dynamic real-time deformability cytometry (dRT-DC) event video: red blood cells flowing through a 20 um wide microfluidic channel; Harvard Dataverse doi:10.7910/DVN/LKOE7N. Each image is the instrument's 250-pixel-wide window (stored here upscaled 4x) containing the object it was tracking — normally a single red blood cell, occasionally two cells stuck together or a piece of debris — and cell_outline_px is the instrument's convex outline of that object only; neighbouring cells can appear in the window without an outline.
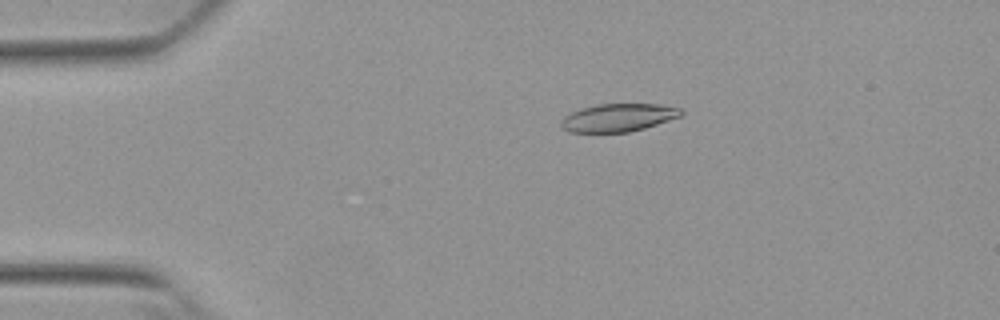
{"species": "Egyptian fruit bat (a non-hibernating species)", "species_latin": "Rousettus aegyptiacus", "temperature_condition": "warm", "stored_images_in_passage": 52, "camera_frame_rate_fps": 3000, "um_per_image_px": 0.085, "animal": {"sex": "female"}, "frame": {"image": 1, "passage_image": 10, "time_ms": 3.0, "image_size_px": [1000, 320], "cell_outline_px": [[684, 112], [680, 116], [644, 128], [628, 132], [568, 132], [560, 124], [560, 120], [564, 116], [580, 108], [596, 104], [660, 104], [684, 108]], "centroid_in_image_um": [52.55, 9.98], "position_along_channel_um": 32.4, "area_um2": 19.59}}
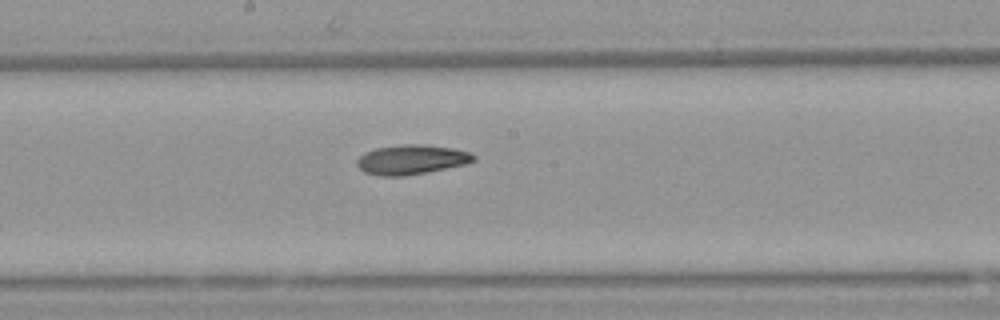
{"frame": {"image": 2, "passage_image": 28, "time_ms": 9.0, "image_size_px": [1000, 320], "cell_outline_px": [[476, 160], [464, 164], [428, 172], [404, 176], [380, 176], [364, 172], [356, 164], [356, 160], [364, 152], [376, 148], [404, 144], [424, 144], [452, 148], [472, 152], [476, 156]], "centroid_in_image_um": [34.98, 13.56], "position_along_channel_um": 213.2, "area_um2": 20.23}}
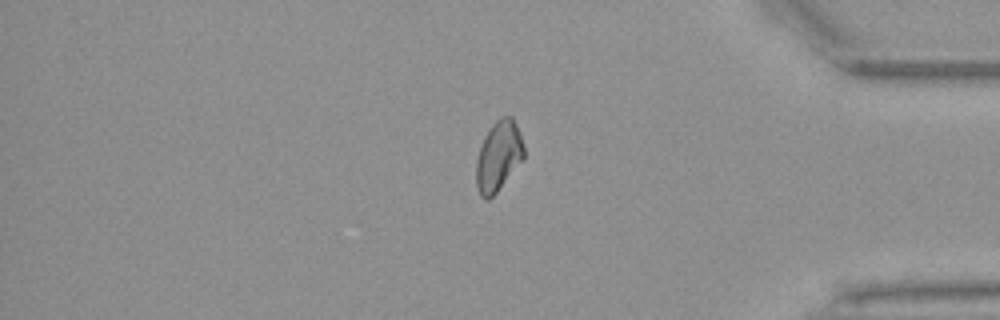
{"frame": {"image": 3, "passage_image": 44, "time_ms": 14.333, "image_size_px": [1000, 320], "cell_outline_px": [[524, 160], [496, 192], [488, 200], [484, 200], [480, 196], [476, 184], [476, 160], [484, 136], [492, 124], [500, 116], [512, 116], [516, 124], [524, 148]], "centroid_in_image_um": [42.37, 13.28], "position_along_channel_um": 392.8, "area_um2": 19.54}, "authors_computed_cell_mechanics": {"area_um2": 19.7965, "velocity_mm_per_s": 3.8504, "shape_relaxation_time_tau1_ms": null, "shape_relaxation_time_tau2_ms": 7.1847, "deformation_change_tau1": null, "deformation_change_tau2": 0.1419}}